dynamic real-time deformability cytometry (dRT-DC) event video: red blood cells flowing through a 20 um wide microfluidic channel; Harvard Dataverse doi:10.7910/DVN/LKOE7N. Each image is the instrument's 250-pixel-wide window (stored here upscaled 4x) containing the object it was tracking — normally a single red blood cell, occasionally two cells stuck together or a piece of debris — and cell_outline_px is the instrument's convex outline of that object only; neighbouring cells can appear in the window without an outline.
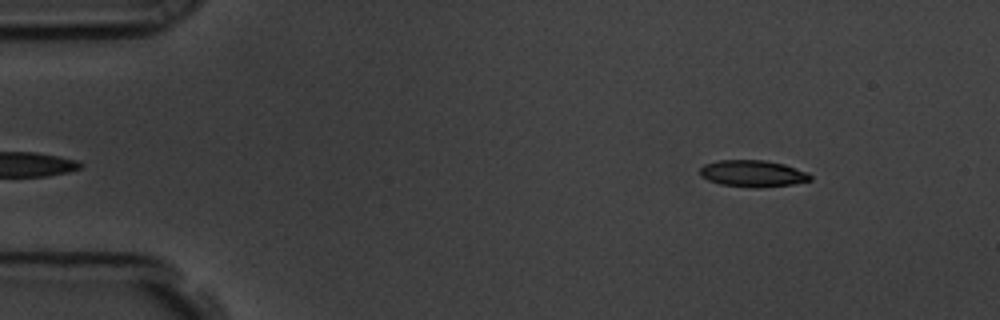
{"species": "common noctule bat (a hibernating species)", "species_latin": "Nyctalus noctula", "temperature_condition": "room temperature", "stored_images_in_passage": 52, "camera_frame_rate_fps": 3000, "um_per_image_px": 0.085, "animal": {"sex": "male", "body_mass_g": 19.5, "forearm_length_mm": 54.6}, "frame": {"image": 1, "passage_image": 2, "time_ms": 0.333, "image_size_px": [1000, 320], "cell_outline_px": [[812, 180], [792, 184], [756, 188], [720, 184], [708, 180], [700, 176], [700, 168], [704, 164], [720, 160], [764, 160], [784, 164], [808, 172], [812, 176]], "centroid_in_image_um": [63.99, 14.75], "position_along_channel_um": 21.0, "area_um2": 17.17}}
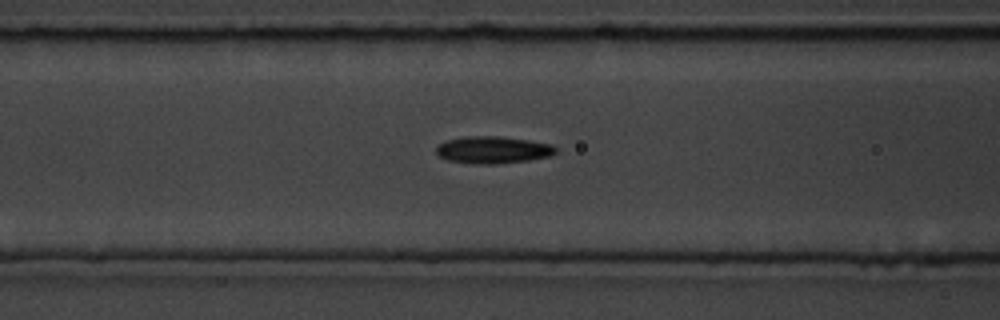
{"frame": {"image": 2, "passage_image": 18, "time_ms": 5.667, "image_size_px": [1000, 320], "cell_outline_px": [[556, 152], [548, 156], [528, 160], [496, 164], [476, 164], [448, 160], [440, 156], [436, 152], [436, 148], [440, 144], [448, 140], [464, 136], [496, 136], [528, 140], [552, 144], [556, 148]], "centroid_in_image_um": [41.9, 12.74], "position_along_channel_um": 124.7, "area_um2": 18.67}}
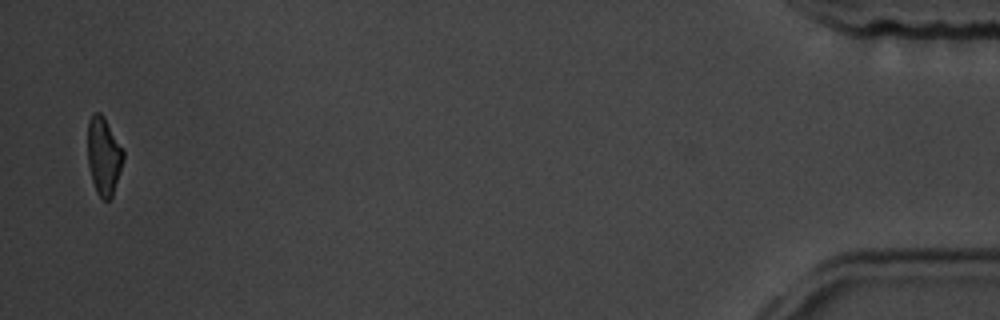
{"frame": {"image": 3, "passage_image": 51, "time_ms": 16.667, "image_size_px": [1000, 320], "cell_outline_px": [[124, 160], [112, 196], [108, 200], [104, 200], [96, 192], [92, 180], [88, 164], [88, 120], [92, 112], [100, 112], [104, 116], [124, 148]], "centroid_in_image_um": [8.83, 13.21], "position_along_channel_um": 426.4, "area_um2": 16.42}, "authors_computed_cell_mechanics": {"area_um2": 17.8313, "velocity_mm_per_s": 3.5585, "shape_relaxation_time_tau1_ms": 4.5091, "shape_relaxation_time_tau2_ms": 4.035, "deformation_change_tau1": 0.1551, "deformation_change_tau2": 0.1159}}